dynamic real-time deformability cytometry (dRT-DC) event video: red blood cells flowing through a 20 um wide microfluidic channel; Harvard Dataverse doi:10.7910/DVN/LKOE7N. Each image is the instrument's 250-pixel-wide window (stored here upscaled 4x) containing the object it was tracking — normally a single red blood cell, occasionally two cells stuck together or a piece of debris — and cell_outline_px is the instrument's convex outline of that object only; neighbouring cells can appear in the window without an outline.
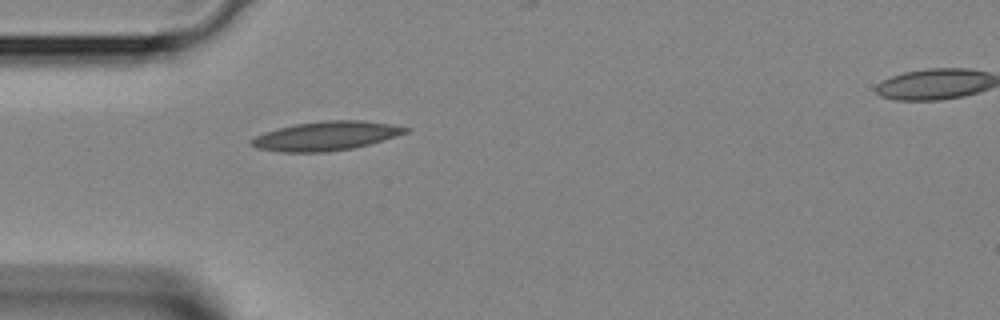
{"species": "Egyptian fruit bat (a non-hibernating species)", "species_latin": "Rousettus aegyptiacus", "temperature_condition": "room temperature", "stored_images_in_passage": 3, "segment_of_instrument_passage": [1, 2], "camera_frame_rate_fps": 3000, "um_per_image_px": 0.085, "animal": {"sex": "female"}, "frame": {"image": 1, "passage_image": 2, "time_ms": 0.333, "image_size_px": [1000, 320], "cell_outline_px": [[408, 132], [384, 140], [352, 148], [328, 152], [280, 152], [256, 148], [248, 144], [248, 140], [264, 132], [296, 124], [324, 120], [360, 120], [392, 124], [408, 128]], "centroid_in_image_um": [27.67, 11.56], "position_along_channel_um": 57.3, "area_um2": 26.07}}